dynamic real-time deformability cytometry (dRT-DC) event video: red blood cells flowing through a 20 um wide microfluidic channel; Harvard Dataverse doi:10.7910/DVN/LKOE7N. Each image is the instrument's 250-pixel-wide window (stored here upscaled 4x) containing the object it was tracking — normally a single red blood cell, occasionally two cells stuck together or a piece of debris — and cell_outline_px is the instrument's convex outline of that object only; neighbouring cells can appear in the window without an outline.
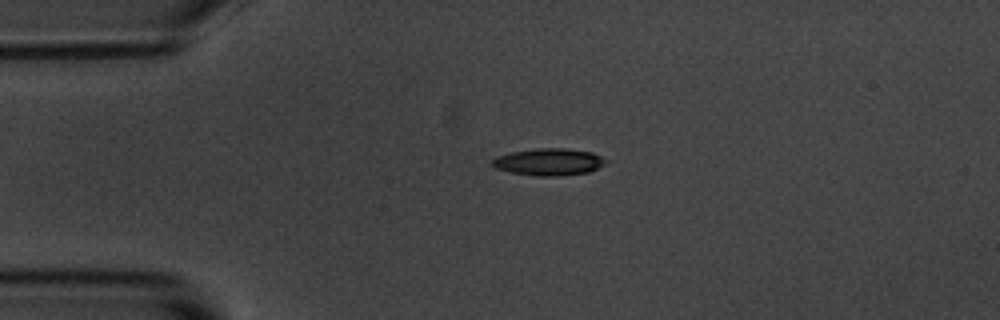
{"species": "common noctule bat (a hibernating species)", "species_latin": "Nyctalus noctula", "temperature_condition": "room temperature", "stored_images_in_passage": 5, "camera_frame_rate_fps": 3000, "um_per_image_px": 0.085, "animal": {"sex": "male", "body_mass_g": 20.1, "forearm_length_mm": 53.5}, "frame": {"image": 1, "passage_image": 3, "time_ms": 2.333, "image_size_px": [1000, 320], "cell_outline_px": [[608, 160], [604, 164], [588, 172], [564, 176], [536, 176], [512, 172], [496, 168], [492, 164], [492, 160], [496, 156], [512, 152], [536, 148], [564, 148], [592, 152]], "centroid_in_image_um": [46.66, 13.76], "position_along_channel_um": 38.3, "area_um2": 17.8}}